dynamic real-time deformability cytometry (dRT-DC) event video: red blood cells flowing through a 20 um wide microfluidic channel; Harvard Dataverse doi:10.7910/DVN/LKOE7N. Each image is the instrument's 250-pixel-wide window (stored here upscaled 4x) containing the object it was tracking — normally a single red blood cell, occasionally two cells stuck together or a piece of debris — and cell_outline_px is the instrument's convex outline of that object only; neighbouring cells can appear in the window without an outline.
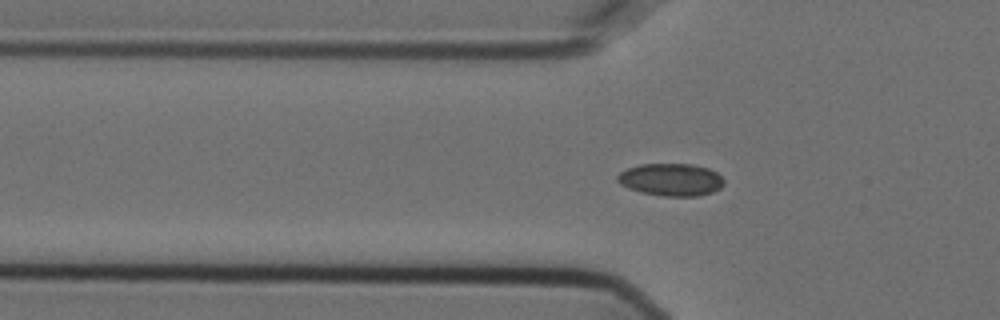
{"species": "Egyptian fruit bat (a non-hibernating species)", "species_latin": "Rousettus aegyptiacus", "temperature_condition": "cold", "stored_images_in_passage": 58, "camera_frame_rate_fps": 3000, "um_per_image_px": 0.085, "animal": {"sex": "female"}, "frame": {"image": 1, "passage_image": 19, "time_ms": 6.0, "image_size_px": [1000, 320], "cell_outline_px": [[724, 184], [720, 188], [712, 192], [700, 196], [664, 196], [640, 192], [628, 188], [620, 184], [616, 180], [616, 176], [620, 172], [628, 168], [640, 164], [692, 164], [708, 168], [716, 172], [724, 180]], "centroid_in_image_um": [57.02, 15.27], "position_along_channel_um": 68.8, "area_um2": 20.23}}
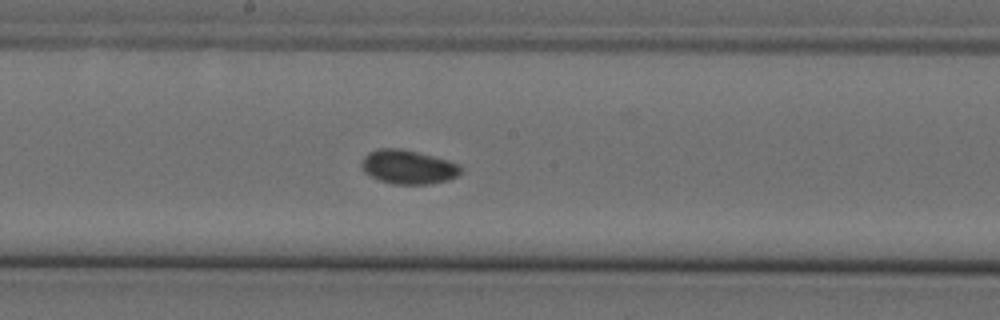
{"frame": {"image": 2, "passage_image": 31, "time_ms": 10.0, "image_size_px": [1000, 320], "cell_outline_px": [[460, 172], [456, 176], [448, 180], [432, 184], [392, 184], [380, 180], [364, 172], [360, 164], [360, 160], [368, 152], [376, 148], [400, 148], [448, 160], [460, 164]], "centroid_in_image_um": [34.65, 14.19], "position_along_channel_um": 213.6, "area_um2": 19.71}}
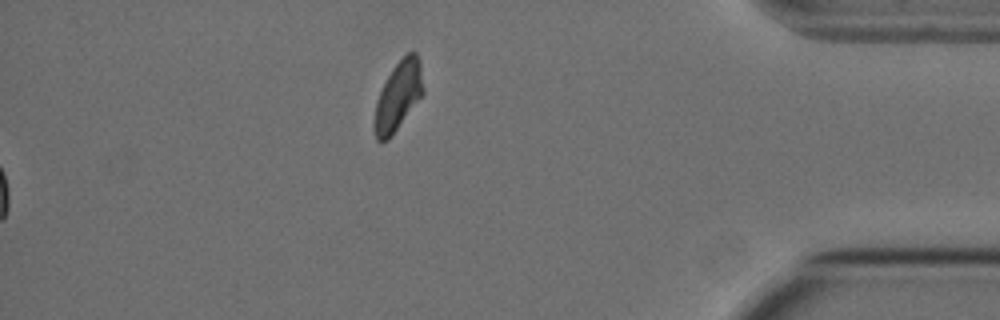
{"frame": {"image": 3, "passage_image": 58, "time_ms": 19.0, "image_size_px": [1000, 320], "cell_outline_px": [[424, 92], [388, 140], [376, 140], [372, 128], [376, 100], [392, 68], [408, 52], [416, 52], [420, 60], [424, 88]], "centroid_in_image_um": [33.83, 8.16], "position_along_channel_um": 401.4, "area_um2": 19.48}}